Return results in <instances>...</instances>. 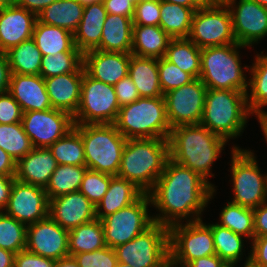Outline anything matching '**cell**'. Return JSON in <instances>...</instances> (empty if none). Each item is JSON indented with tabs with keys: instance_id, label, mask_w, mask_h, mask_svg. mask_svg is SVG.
I'll use <instances>...</instances> for the list:
<instances>
[{
	"instance_id": "6da1fadb",
	"label": "cell",
	"mask_w": 267,
	"mask_h": 267,
	"mask_svg": "<svg viewBox=\"0 0 267 267\" xmlns=\"http://www.w3.org/2000/svg\"><path fill=\"white\" fill-rule=\"evenodd\" d=\"M215 187L200 174L169 158L148 193L151 205L160 212L152 215L153 221L169 228L184 218L186 222L202 220L200 216L214 196Z\"/></svg>"
},
{
	"instance_id": "7a4b0ae2",
	"label": "cell",
	"mask_w": 267,
	"mask_h": 267,
	"mask_svg": "<svg viewBox=\"0 0 267 267\" xmlns=\"http://www.w3.org/2000/svg\"><path fill=\"white\" fill-rule=\"evenodd\" d=\"M228 141L209 131L201 124L173 127L168 137L169 158L190 168L207 181L213 163Z\"/></svg>"
},
{
	"instance_id": "3957f363",
	"label": "cell",
	"mask_w": 267,
	"mask_h": 267,
	"mask_svg": "<svg viewBox=\"0 0 267 267\" xmlns=\"http://www.w3.org/2000/svg\"><path fill=\"white\" fill-rule=\"evenodd\" d=\"M169 159L168 139H127L117 176L129 180L148 194Z\"/></svg>"
},
{
	"instance_id": "277c9868",
	"label": "cell",
	"mask_w": 267,
	"mask_h": 267,
	"mask_svg": "<svg viewBox=\"0 0 267 267\" xmlns=\"http://www.w3.org/2000/svg\"><path fill=\"white\" fill-rule=\"evenodd\" d=\"M246 93L207 89L200 124L227 141L240 136L251 114L247 106Z\"/></svg>"
},
{
	"instance_id": "5b68a950",
	"label": "cell",
	"mask_w": 267,
	"mask_h": 267,
	"mask_svg": "<svg viewBox=\"0 0 267 267\" xmlns=\"http://www.w3.org/2000/svg\"><path fill=\"white\" fill-rule=\"evenodd\" d=\"M114 125L126 139H168L171 131L164 97H140L120 107Z\"/></svg>"
},
{
	"instance_id": "8992f818",
	"label": "cell",
	"mask_w": 267,
	"mask_h": 267,
	"mask_svg": "<svg viewBox=\"0 0 267 267\" xmlns=\"http://www.w3.org/2000/svg\"><path fill=\"white\" fill-rule=\"evenodd\" d=\"M84 145L86 167L116 176L126 138L114 124H75Z\"/></svg>"
},
{
	"instance_id": "52a82bcc",
	"label": "cell",
	"mask_w": 267,
	"mask_h": 267,
	"mask_svg": "<svg viewBox=\"0 0 267 267\" xmlns=\"http://www.w3.org/2000/svg\"><path fill=\"white\" fill-rule=\"evenodd\" d=\"M240 48L246 46L235 43L201 49L199 79L208 89L248 92V81L240 61Z\"/></svg>"
},
{
	"instance_id": "ba28073f",
	"label": "cell",
	"mask_w": 267,
	"mask_h": 267,
	"mask_svg": "<svg viewBox=\"0 0 267 267\" xmlns=\"http://www.w3.org/2000/svg\"><path fill=\"white\" fill-rule=\"evenodd\" d=\"M231 151V175L233 182V198L231 203L248 208H257L267 201L266 175L260 168L251 150L234 146Z\"/></svg>"
},
{
	"instance_id": "9c48e42d",
	"label": "cell",
	"mask_w": 267,
	"mask_h": 267,
	"mask_svg": "<svg viewBox=\"0 0 267 267\" xmlns=\"http://www.w3.org/2000/svg\"><path fill=\"white\" fill-rule=\"evenodd\" d=\"M118 262L133 267H161L169 258V228L153 223L131 241L114 248Z\"/></svg>"
},
{
	"instance_id": "30bf717a",
	"label": "cell",
	"mask_w": 267,
	"mask_h": 267,
	"mask_svg": "<svg viewBox=\"0 0 267 267\" xmlns=\"http://www.w3.org/2000/svg\"><path fill=\"white\" fill-rule=\"evenodd\" d=\"M120 105L114 86L90 77L85 71L75 124H114Z\"/></svg>"
},
{
	"instance_id": "8fae6325",
	"label": "cell",
	"mask_w": 267,
	"mask_h": 267,
	"mask_svg": "<svg viewBox=\"0 0 267 267\" xmlns=\"http://www.w3.org/2000/svg\"><path fill=\"white\" fill-rule=\"evenodd\" d=\"M149 205L150 196L143 193L132 204L104 217L101 223L105 245L114 249L148 229L154 223L152 216L148 215Z\"/></svg>"
},
{
	"instance_id": "7c38bea8",
	"label": "cell",
	"mask_w": 267,
	"mask_h": 267,
	"mask_svg": "<svg viewBox=\"0 0 267 267\" xmlns=\"http://www.w3.org/2000/svg\"><path fill=\"white\" fill-rule=\"evenodd\" d=\"M188 38L200 49L237 43L226 4H208L198 8Z\"/></svg>"
},
{
	"instance_id": "4fadbf2b",
	"label": "cell",
	"mask_w": 267,
	"mask_h": 267,
	"mask_svg": "<svg viewBox=\"0 0 267 267\" xmlns=\"http://www.w3.org/2000/svg\"><path fill=\"white\" fill-rule=\"evenodd\" d=\"M170 259L184 266L197 258L215 255L212 229L202 220L169 227Z\"/></svg>"
},
{
	"instance_id": "5bb4252c",
	"label": "cell",
	"mask_w": 267,
	"mask_h": 267,
	"mask_svg": "<svg viewBox=\"0 0 267 267\" xmlns=\"http://www.w3.org/2000/svg\"><path fill=\"white\" fill-rule=\"evenodd\" d=\"M207 87L196 78L187 85L168 91L163 95L166 116L171 127L200 124Z\"/></svg>"
},
{
	"instance_id": "9a60e30c",
	"label": "cell",
	"mask_w": 267,
	"mask_h": 267,
	"mask_svg": "<svg viewBox=\"0 0 267 267\" xmlns=\"http://www.w3.org/2000/svg\"><path fill=\"white\" fill-rule=\"evenodd\" d=\"M21 123L34 148H49L75 125L71 114L54 108L23 112Z\"/></svg>"
},
{
	"instance_id": "2e32d148",
	"label": "cell",
	"mask_w": 267,
	"mask_h": 267,
	"mask_svg": "<svg viewBox=\"0 0 267 267\" xmlns=\"http://www.w3.org/2000/svg\"><path fill=\"white\" fill-rule=\"evenodd\" d=\"M228 0L225 4L232 17L238 44L251 47L267 36V8L252 0Z\"/></svg>"
},
{
	"instance_id": "e0dca14e",
	"label": "cell",
	"mask_w": 267,
	"mask_h": 267,
	"mask_svg": "<svg viewBox=\"0 0 267 267\" xmlns=\"http://www.w3.org/2000/svg\"><path fill=\"white\" fill-rule=\"evenodd\" d=\"M49 200L45 188L14 181L4 212L26 226L48 216Z\"/></svg>"
},
{
	"instance_id": "ac0fdd59",
	"label": "cell",
	"mask_w": 267,
	"mask_h": 267,
	"mask_svg": "<svg viewBox=\"0 0 267 267\" xmlns=\"http://www.w3.org/2000/svg\"><path fill=\"white\" fill-rule=\"evenodd\" d=\"M69 233L56 223L49 215L27 226L26 250L59 260L69 256Z\"/></svg>"
},
{
	"instance_id": "d6986e66",
	"label": "cell",
	"mask_w": 267,
	"mask_h": 267,
	"mask_svg": "<svg viewBox=\"0 0 267 267\" xmlns=\"http://www.w3.org/2000/svg\"><path fill=\"white\" fill-rule=\"evenodd\" d=\"M48 215L67 231L96 219V207L80 191L49 200Z\"/></svg>"
},
{
	"instance_id": "ffe728a7",
	"label": "cell",
	"mask_w": 267,
	"mask_h": 267,
	"mask_svg": "<svg viewBox=\"0 0 267 267\" xmlns=\"http://www.w3.org/2000/svg\"><path fill=\"white\" fill-rule=\"evenodd\" d=\"M130 53L90 50L83 53V67L92 78L114 86L128 76Z\"/></svg>"
},
{
	"instance_id": "44dd1931",
	"label": "cell",
	"mask_w": 267,
	"mask_h": 267,
	"mask_svg": "<svg viewBox=\"0 0 267 267\" xmlns=\"http://www.w3.org/2000/svg\"><path fill=\"white\" fill-rule=\"evenodd\" d=\"M37 16L15 3L0 10V52L31 39Z\"/></svg>"
},
{
	"instance_id": "7402d4cb",
	"label": "cell",
	"mask_w": 267,
	"mask_h": 267,
	"mask_svg": "<svg viewBox=\"0 0 267 267\" xmlns=\"http://www.w3.org/2000/svg\"><path fill=\"white\" fill-rule=\"evenodd\" d=\"M84 71L82 64L74 73L44 78L52 108L65 111L72 116L76 114Z\"/></svg>"
},
{
	"instance_id": "603a6c76",
	"label": "cell",
	"mask_w": 267,
	"mask_h": 267,
	"mask_svg": "<svg viewBox=\"0 0 267 267\" xmlns=\"http://www.w3.org/2000/svg\"><path fill=\"white\" fill-rule=\"evenodd\" d=\"M8 92L20 105L22 112L52 108L44 78L40 75L11 74Z\"/></svg>"
},
{
	"instance_id": "cb8c5ba5",
	"label": "cell",
	"mask_w": 267,
	"mask_h": 267,
	"mask_svg": "<svg viewBox=\"0 0 267 267\" xmlns=\"http://www.w3.org/2000/svg\"><path fill=\"white\" fill-rule=\"evenodd\" d=\"M57 165L49 148H33L16 162L14 177L19 182L46 188Z\"/></svg>"
},
{
	"instance_id": "d4e9b609",
	"label": "cell",
	"mask_w": 267,
	"mask_h": 267,
	"mask_svg": "<svg viewBox=\"0 0 267 267\" xmlns=\"http://www.w3.org/2000/svg\"><path fill=\"white\" fill-rule=\"evenodd\" d=\"M106 16L102 2L84 6L82 19L73 33L75 46L82 54L100 46Z\"/></svg>"
},
{
	"instance_id": "484cf974",
	"label": "cell",
	"mask_w": 267,
	"mask_h": 267,
	"mask_svg": "<svg viewBox=\"0 0 267 267\" xmlns=\"http://www.w3.org/2000/svg\"><path fill=\"white\" fill-rule=\"evenodd\" d=\"M133 18L107 13L97 50L130 53L133 38Z\"/></svg>"
},
{
	"instance_id": "4316f807",
	"label": "cell",
	"mask_w": 267,
	"mask_h": 267,
	"mask_svg": "<svg viewBox=\"0 0 267 267\" xmlns=\"http://www.w3.org/2000/svg\"><path fill=\"white\" fill-rule=\"evenodd\" d=\"M128 76L136 86L140 97H163L159 82L158 58L131 54Z\"/></svg>"
},
{
	"instance_id": "83f0119b",
	"label": "cell",
	"mask_w": 267,
	"mask_h": 267,
	"mask_svg": "<svg viewBox=\"0 0 267 267\" xmlns=\"http://www.w3.org/2000/svg\"><path fill=\"white\" fill-rule=\"evenodd\" d=\"M143 192L132 182L113 176L108 186V190L102 200L95 206L96 219L102 220L104 217L135 202Z\"/></svg>"
},
{
	"instance_id": "f1b7e54d",
	"label": "cell",
	"mask_w": 267,
	"mask_h": 267,
	"mask_svg": "<svg viewBox=\"0 0 267 267\" xmlns=\"http://www.w3.org/2000/svg\"><path fill=\"white\" fill-rule=\"evenodd\" d=\"M32 39L43 56H55L59 52H81L75 46L73 33L38 20L34 25Z\"/></svg>"
},
{
	"instance_id": "f546056e",
	"label": "cell",
	"mask_w": 267,
	"mask_h": 267,
	"mask_svg": "<svg viewBox=\"0 0 267 267\" xmlns=\"http://www.w3.org/2000/svg\"><path fill=\"white\" fill-rule=\"evenodd\" d=\"M171 39L160 26L133 25L131 54L139 57L162 58Z\"/></svg>"
},
{
	"instance_id": "4dcf8cb0",
	"label": "cell",
	"mask_w": 267,
	"mask_h": 267,
	"mask_svg": "<svg viewBox=\"0 0 267 267\" xmlns=\"http://www.w3.org/2000/svg\"><path fill=\"white\" fill-rule=\"evenodd\" d=\"M83 10L84 6L78 0H57L44 8L37 15V20L74 33L82 19Z\"/></svg>"
},
{
	"instance_id": "1f68e13d",
	"label": "cell",
	"mask_w": 267,
	"mask_h": 267,
	"mask_svg": "<svg viewBox=\"0 0 267 267\" xmlns=\"http://www.w3.org/2000/svg\"><path fill=\"white\" fill-rule=\"evenodd\" d=\"M197 9L160 1L159 26L171 38H188Z\"/></svg>"
},
{
	"instance_id": "d6a6232c",
	"label": "cell",
	"mask_w": 267,
	"mask_h": 267,
	"mask_svg": "<svg viewBox=\"0 0 267 267\" xmlns=\"http://www.w3.org/2000/svg\"><path fill=\"white\" fill-rule=\"evenodd\" d=\"M164 58L189 73L194 79L199 78L201 49L189 38H172Z\"/></svg>"
},
{
	"instance_id": "836d02e7",
	"label": "cell",
	"mask_w": 267,
	"mask_h": 267,
	"mask_svg": "<svg viewBox=\"0 0 267 267\" xmlns=\"http://www.w3.org/2000/svg\"><path fill=\"white\" fill-rule=\"evenodd\" d=\"M68 233L69 256L84 252H92L106 247L104 241V229L101 220L99 219L81 224L68 231Z\"/></svg>"
},
{
	"instance_id": "e575fe53",
	"label": "cell",
	"mask_w": 267,
	"mask_h": 267,
	"mask_svg": "<svg viewBox=\"0 0 267 267\" xmlns=\"http://www.w3.org/2000/svg\"><path fill=\"white\" fill-rule=\"evenodd\" d=\"M6 54L11 74L40 75L43 55L32 38L11 48Z\"/></svg>"
},
{
	"instance_id": "d590c367",
	"label": "cell",
	"mask_w": 267,
	"mask_h": 267,
	"mask_svg": "<svg viewBox=\"0 0 267 267\" xmlns=\"http://www.w3.org/2000/svg\"><path fill=\"white\" fill-rule=\"evenodd\" d=\"M251 79L248 80L249 91L246 93L247 106L252 115L258 111H262L267 106V54L255 56V61L250 66ZM250 94V95H249Z\"/></svg>"
},
{
	"instance_id": "8d00e7d4",
	"label": "cell",
	"mask_w": 267,
	"mask_h": 267,
	"mask_svg": "<svg viewBox=\"0 0 267 267\" xmlns=\"http://www.w3.org/2000/svg\"><path fill=\"white\" fill-rule=\"evenodd\" d=\"M87 169L86 165H57L45 188L48 200L79 191Z\"/></svg>"
},
{
	"instance_id": "74e56055",
	"label": "cell",
	"mask_w": 267,
	"mask_h": 267,
	"mask_svg": "<svg viewBox=\"0 0 267 267\" xmlns=\"http://www.w3.org/2000/svg\"><path fill=\"white\" fill-rule=\"evenodd\" d=\"M49 149L58 165H86L82 138L75 127L54 142Z\"/></svg>"
},
{
	"instance_id": "f35d334b",
	"label": "cell",
	"mask_w": 267,
	"mask_h": 267,
	"mask_svg": "<svg viewBox=\"0 0 267 267\" xmlns=\"http://www.w3.org/2000/svg\"><path fill=\"white\" fill-rule=\"evenodd\" d=\"M219 219L220 223L218 222L217 224L230 229L246 239H254V212L252 208L228 202L221 210Z\"/></svg>"
},
{
	"instance_id": "ab89813d",
	"label": "cell",
	"mask_w": 267,
	"mask_h": 267,
	"mask_svg": "<svg viewBox=\"0 0 267 267\" xmlns=\"http://www.w3.org/2000/svg\"><path fill=\"white\" fill-rule=\"evenodd\" d=\"M208 226L212 229L216 255L224 262L240 263L244 252V237L217 223H209Z\"/></svg>"
},
{
	"instance_id": "60d3db41",
	"label": "cell",
	"mask_w": 267,
	"mask_h": 267,
	"mask_svg": "<svg viewBox=\"0 0 267 267\" xmlns=\"http://www.w3.org/2000/svg\"><path fill=\"white\" fill-rule=\"evenodd\" d=\"M0 148L7 152L15 162L34 148L25 133L22 123L0 124Z\"/></svg>"
},
{
	"instance_id": "b9f144b4",
	"label": "cell",
	"mask_w": 267,
	"mask_h": 267,
	"mask_svg": "<svg viewBox=\"0 0 267 267\" xmlns=\"http://www.w3.org/2000/svg\"><path fill=\"white\" fill-rule=\"evenodd\" d=\"M27 226L0 211V248L15 254L26 249Z\"/></svg>"
},
{
	"instance_id": "7bdbcfd3",
	"label": "cell",
	"mask_w": 267,
	"mask_h": 267,
	"mask_svg": "<svg viewBox=\"0 0 267 267\" xmlns=\"http://www.w3.org/2000/svg\"><path fill=\"white\" fill-rule=\"evenodd\" d=\"M82 64L83 54L81 52H59L55 56H43L40 76L49 78L74 73Z\"/></svg>"
},
{
	"instance_id": "ee69618b",
	"label": "cell",
	"mask_w": 267,
	"mask_h": 267,
	"mask_svg": "<svg viewBox=\"0 0 267 267\" xmlns=\"http://www.w3.org/2000/svg\"><path fill=\"white\" fill-rule=\"evenodd\" d=\"M112 177V175L87 169L79 191L96 206L107 192Z\"/></svg>"
},
{
	"instance_id": "f6af8a7d",
	"label": "cell",
	"mask_w": 267,
	"mask_h": 267,
	"mask_svg": "<svg viewBox=\"0 0 267 267\" xmlns=\"http://www.w3.org/2000/svg\"><path fill=\"white\" fill-rule=\"evenodd\" d=\"M158 72L163 94L183 85H187L194 80L189 73L182 71L164 57L158 58Z\"/></svg>"
},
{
	"instance_id": "bcb514c9",
	"label": "cell",
	"mask_w": 267,
	"mask_h": 267,
	"mask_svg": "<svg viewBox=\"0 0 267 267\" xmlns=\"http://www.w3.org/2000/svg\"><path fill=\"white\" fill-rule=\"evenodd\" d=\"M72 256L79 267H115L118 263L115 250L108 246Z\"/></svg>"
},
{
	"instance_id": "7dc6e473",
	"label": "cell",
	"mask_w": 267,
	"mask_h": 267,
	"mask_svg": "<svg viewBox=\"0 0 267 267\" xmlns=\"http://www.w3.org/2000/svg\"><path fill=\"white\" fill-rule=\"evenodd\" d=\"M133 25L159 26L160 0H142L135 6Z\"/></svg>"
},
{
	"instance_id": "c3c4849f",
	"label": "cell",
	"mask_w": 267,
	"mask_h": 267,
	"mask_svg": "<svg viewBox=\"0 0 267 267\" xmlns=\"http://www.w3.org/2000/svg\"><path fill=\"white\" fill-rule=\"evenodd\" d=\"M22 115L20 105L9 92L0 94V124L21 122Z\"/></svg>"
},
{
	"instance_id": "681fc988",
	"label": "cell",
	"mask_w": 267,
	"mask_h": 267,
	"mask_svg": "<svg viewBox=\"0 0 267 267\" xmlns=\"http://www.w3.org/2000/svg\"><path fill=\"white\" fill-rule=\"evenodd\" d=\"M14 267H56V260L29 251H19L14 256Z\"/></svg>"
},
{
	"instance_id": "f907efd6",
	"label": "cell",
	"mask_w": 267,
	"mask_h": 267,
	"mask_svg": "<svg viewBox=\"0 0 267 267\" xmlns=\"http://www.w3.org/2000/svg\"><path fill=\"white\" fill-rule=\"evenodd\" d=\"M114 89L120 107L131 104L140 98L137 88L129 76L122 78L115 84Z\"/></svg>"
},
{
	"instance_id": "816d5d0a",
	"label": "cell",
	"mask_w": 267,
	"mask_h": 267,
	"mask_svg": "<svg viewBox=\"0 0 267 267\" xmlns=\"http://www.w3.org/2000/svg\"><path fill=\"white\" fill-rule=\"evenodd\" d=\"M250 250V261L260 267H267V235L254 237Z\"/></svg>"
},
{
	"instance_id": "f5cc1de1",
	"label": "cell",
	"mask_w": 267,
	"mask_h": 267,
	"mask_svg": "<svg viewBox=\"0 0 267 267\" xmlns=\"http://www.w3.org/2000/svg\"><path fill=\"white\" fill-rule=\"evenodd\" d=\"M104 8L109 14L133 18L135 6L129 0H103Z\"/></svg>"
},
{
	"instance_id": "db71d44e",
	"label": "cell",
	"mask_w": 267,
	"mask_h": 267,
	"mask_svg": "<svg viewBox=\"0 0 267 267\" xmlns=\"http://www.w3.org/2000/svg\"><path fill=\"white\" fill-rule=\"evenodd\" d=\"M255 237L267 235V201L253 209Z\"/></svg>"
},
{
	"instance_id": "11a10c76",
	"label": "cell",
	"mask_w": 267,
	"mask_h": 267,
	"mask_svg": "<svg viewBox=\"0 0 267 267\" xmlns=\"http://www.w3.org/2000/svg\"><path fill=\"white\" fill-rule=\"evenodd\" d=\"M11 71L6 53L0 52V94L9 90Z\"/></svg>"
},
{
	"instance_id": "9f6ffc18",
	"label": "cell",
	"mask_w": 267,
	"mask_h": 267,
	"mask_svg": "<svg viewBox=\"0 0 267 267\" xmlns=\"http://www.w3.org/2000/svg\"><path fill=\"white\" fill-rule=\"evenodd\" d=\"M15 180L14 176L0 175V211L5 210L8 205L11 189Z\"/></svg>"
},
{
	"instance_id": "6f0895ef",
	"label": "cell",
	"mask_w": 267,
	"mask_h": 267,
	"mask_svg": "<svg viewBox=\"0 0 267 267\" xmlns=\"http://www.w3.org/2000/svg\"><path fill=\"white\" fill-rule=\"evenodd\" d=\"M57 0H15V4L34 13L36 16L47 6Z\"/></svg>"
},
{
	"instance_id": "680465c9",
	"label": "cell",
	"mask_w": 267,
	"mask_h": 267,
	"mask_svg": "<svg viewBox=\"0 0 267 267\" xmlns=\"http://www.w3.org/2000/svg\"><path fill=\"white\" fill-rule=\"evenodd\" d=\"M224 261L215 255L197 258L191 262L186 263L183 267H221Z\"/></svg>"
},
{
	"instance_id": "91938a15",
	"label": "cell",
	"mask_w": 267,
	"mask_h": 267,
	"mask_svg": "<svg viewBox=\"0 0 267 267\" xmlns=\"http://www.w3.org/2000/svg\"><path fill=\"white\" fill-rule=\"evenodd\" d=\"M16 162L3 149L0 148V175L15 176Z\"/></svg>"
},
{
	"instance_id": "94428289",
	"label": "cell",
	"mask_w": 267,
	"mask_h": 267,
	"mask_svg": "<svg viewBox=\"0 0 267 267\" xmlns=\"http://www.w3.org/2000/svg\"><path fill=\"white\" fill-rule=\"evenodd\" d=\"M15 253L0 248V267H14Z\"/></svg>"
},
{
	"instance_id": "6125c7cd",
	"label": "cell",
	"mask_w": 267,
	"mask_h": 267,
	"mask_svg": "<svg viewBox=\"0 0 267 267\" xmlns=\"http://www.w3.org/2000/svg\"><path fill=\"white\" fill-rule=\"evenodd\" d=\"M160 1H165L172 4H178L189 8H200L205 5L201 0H160Z\"/></svg>"
},
{
	"instance_id": "be15d7a7",
	"label": "cell",
	"mask_w": 267,
	"mask_h": 267,
	"mask_svg": "<svg viewBox=\"0 0 267 267\" xmlns=\"http://www.w3.org/2000/svg\"><path fill=\"white\" fill-rule=\"evenodd\" d=\"M258 117L261 130L267 142V112L262 110L254 113Z\"/></svg>"
},
{
	"instance_id": "e7e4bbea",
	"label": "cell",
	"mask_w": 267,
	"mask_h": 267,
	"mask_svg": "<svg viewBox=\"0 0 267 267\" xmlns=\"http://www.w3.org/2000/svg\"><path fill=\"white\" fill-rule=\"evenodd\" d=\"M56 267H79L73 256H67L56 260Z\"/></svg>"
},
{
	"instance_id": "03108f58",
	"label": "cell",
	"mask_w": 267,
	"mask_h": 267,
	"mask_svg": "<svg viewBox=\"0 0 267 267\" xmlns=\"http://www.w3.org/2000/svg\"><path fill=\"white\" fill-rule=\"evenodd\" d=\"M15 3V0H0V10Z\"/></svg>"
},
{
	"instance_id": "003e7915",
	"label": "cell",
	"mask_w": 267,
	"mask_h": 267,
	"mask_svg": "<svg viewBox=\"0 0 267 267\" xmlns=\"http://www.w3.org/2000/svg\"><path fill=\"white\" fill-rule=\"evenodd\" d=\"M205 5L208 4H225L228 0H201Z\"/></svg>"
},
{
	"instance_id": "a7ac6f4b",
	"label": "cell",
	"mask_w": 267,
	"mask_h": 267,
	"mask_svg": "<svg viewBox=\"0 0 267 267\" xmlns=\"http://www.w3.org/2000/svg\"><path fill=\"white\" fill-rule=\"evenodd\" d=\"M83 6L102 2L103 0H78Z\"/></svg>"
},
{
	"instance_id": "89a4df30",
	"label": "cell",
	"mask_w": 267,
	"mask_h": 267,
	"mask_svg": "<svg viewBox=\"0 0 267 267\" xmlns=\"http://www.w3.org/2000/svg\"><path fill=\"white\" fill-rule=\"evenodd\" d=\"M161 267H183L174 263L170 258Z\"/></svg>"
},
{
	"instance_id": "2644e50d",
	"label": "cell",
	"mask_w": 267,
	"mask_h": 267,
	"mask_svg": "<svg viewBox=\"0 0 267 267\" xmlns=\"http://www.w3.org/2000/svg\"><path fill=\"white\" fill-rule=\"evenodd\" d=\"M246 263H244V267H260L255 265L253 262L250 261V255L246 258Z\"/></svg>"
},
{
	"instance_id": "8c879c8a",
	"label": "cell",
	"mask_w": 267,
	"mask_h": 267,
	"mask_svg": "<svg viewBox=\"0 0 267 267\" xmlns=\"http://www.w3.org/2000/svg\"><path fill=\"white\" fill-rule=\"evenodd\" d=\"M237 264L238 262H224L221 267H235Z\"/></svg>"
},
{
	"instance_id": "753ad0ef",
	"label": "cell",
	"mask_w": 267,
	"mask_h": 267,
	"mask_svg": "<svg viewBox=\"0 0 267 267\" xmlns=\"http://www.w3.org/2000/svg\"><path fill=\"white\" fill-rule=\"evenodd\" d=\"M267 8V0H252Z\"/></svg>"
},
{
	"instance_id": "34e18365",
	"label": "cell",
	"mask_w": 267,
	"mask_h": 267,
	"mask_svg": "<svg viewBox=\"0 0 267 267\" xmlns=\"http://www.w3.org/2000/svg\"><path fill=\"white\" fill-rule=\"evenodd\" d=\"M115 267H133V266H131L129 264L122 263V262H118Z\"/></svg>"
},
{
	"instance_id": "11e5206c",
	"label": "cell",
	"mask_w": 267,
	"mask_h": 267,
	"mask_svg": "<svg viewBox=\"0 0 267 267\" xmlns=\"http://www.w3.org/2000/svg\"><path fill=\"white\" fill-rule=\"evenodd\" d=\"M134 6H136L142 0H129Z\"/></svg>"
},
{
	"instance_id": "2a66077c",
	"label": "cell",
	"mask_w": 267,
	"mask_h": 267,
	"mask_svg": "<svg viewBox=\"0 0 267 267\" xmlns=\"http://www.w3.org/2000/svg\"><path fill=\"white\" fill-rule=\"evenodd\" d=\"M265 184H266V195H267V174H266V177H265Z\"/></svg>"
}]
</instances>
